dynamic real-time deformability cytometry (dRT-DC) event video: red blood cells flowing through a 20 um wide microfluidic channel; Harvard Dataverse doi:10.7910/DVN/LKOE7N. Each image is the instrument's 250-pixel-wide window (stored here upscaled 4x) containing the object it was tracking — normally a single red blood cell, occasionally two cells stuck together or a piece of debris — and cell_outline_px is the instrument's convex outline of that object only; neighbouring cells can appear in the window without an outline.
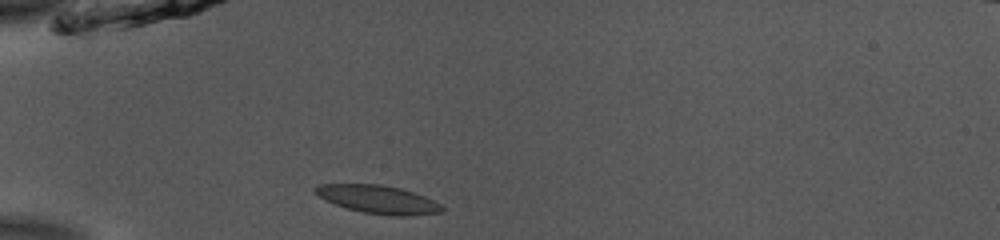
{"species": "common noctule bat (a hibernating species)", "species_latin": "Nyctalus noctula", "temperature_condition": "room temperature", "stored_images_in_passage": 37, "camera_frame_rate_fps": 3000, "um_per_image_px": 0.085, "animal": {"sex": "male", "body_mass_g": 13.0, "forearm_length_mm": 53.1}, "frame": {"image": 1, "passage_image": 1, "time_ms": 0.0, "image_size_px": [1000, 240], "cell_outline_px": [[448, 208], [440, 212], [408, 216], [388, 216], [364, 212], [348, 208], [324, 200], [312, 192], [312, 188], [320, 184], [380, 184], [400, 188], [424, 196]], "centroid_in_image_um": [32.12, 16.95], "position_along_channel_um": 52.9, "area_um2": 20.87}}
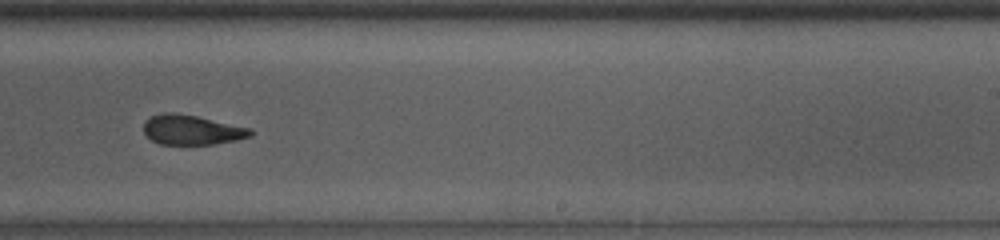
{"frame": {"image": 2, "passage_image": 19, "time_ms": 6.0, "image_size_px": [1000, 240], "cell_outline_px": [[256, 132], [252, 136], [236, 140], [212, 144], [160, 144], [152, 140], [144, 132], [144, 120], [152, 116], [164, 112], [172, 112], [196, 116], [252, 128]], "centroid_in_image_um": [16.34, 11.03], "position_along_channel_um": 272.7, "area_um2": 18.55}}
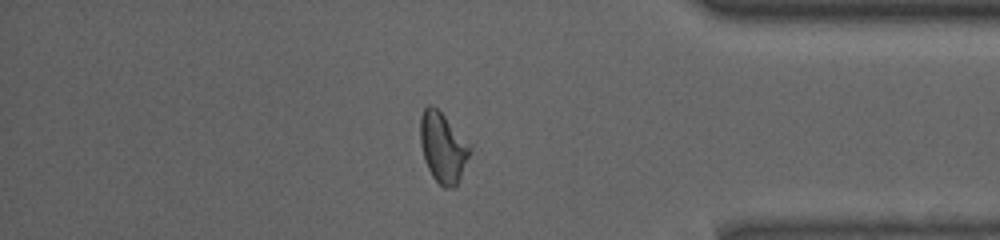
{"frame": {"image": 3, "passage_image": 30, "time_ms": 9.667, "image_size_px": [1000, 240], "cell_outline_px": [[472, 148], [456, 188], [444, 188], [432, 176], [424, 160], [420, 144], [420, 116], [424, 108], [428, 104], [432, 104], [444, 116]], "centroid_in_image_um": [37.62, 12.55], "position_along_channel_um": 397.6, "area_um2": 20.06}, "authors_computed_cell_mechanics": {"area_um2": 19.8254, "velocity_mm_per_s": 3.8861, "shape_relaxation_time_tau1_ms": null, "shape_relaxation_time_tau2_ms": 2.3853, "deformation_change_tau1": null, "deformation_change_tau2": 0.0936}}